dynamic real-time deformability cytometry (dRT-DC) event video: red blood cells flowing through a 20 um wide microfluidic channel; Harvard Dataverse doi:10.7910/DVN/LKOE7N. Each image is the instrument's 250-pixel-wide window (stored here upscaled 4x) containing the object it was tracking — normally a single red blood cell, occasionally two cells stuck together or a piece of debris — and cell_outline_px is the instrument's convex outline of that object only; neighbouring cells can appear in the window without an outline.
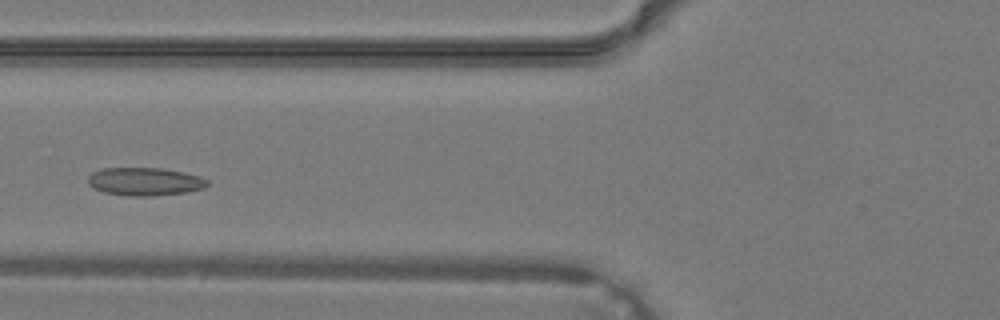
{"species": "common noctule bat (a hibernating species)", "species_latin": "Nyctalus noctula", "temperature_condition": "warm", "stored_images_in_passage": 34, "camera_frame_rate_fps": 3000, "um_per_image_px": 0.085, "animal": {"sex": "male", "body_mass_g": 19.2, "forearm_length_mm": 51.8}, "frame": {"image": 1, "passage_image": 11, "time_ms": 3.333, "image_size_px": [1000, 320], "cell_outline_px": [[208, 184], [204, 188], [188, 192], [156, 196], [132, 196], [104, 192], [92, 188], [88, 184], [88, 176], [92, 172], [104, 168], [160, 168], [184, 172], [200, 176], [208, 180]], "centroid_in_image_um": [12.31, 15.43], "position_along_channel_um": 113.5, "area_um2": 19.65}}
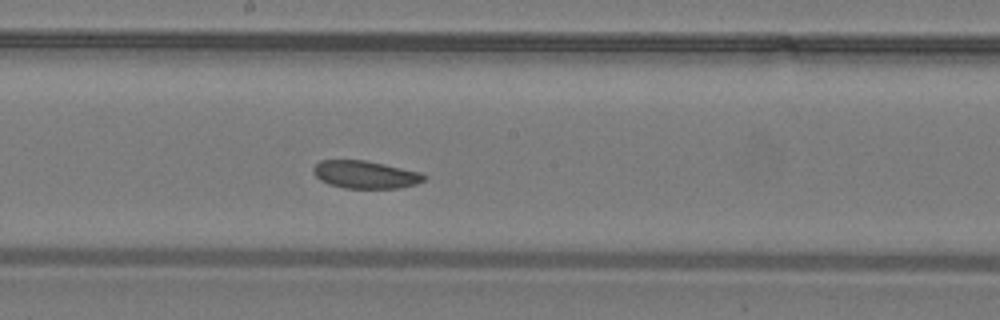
{"frame": {"image": 2, "passage_image": 17, "time_ms": 5.333, "image_size_px": [1000, 320], "cell_outline_px": [[428, 176], [424, 180], [416, 184], [400, 188], [344, 188], [328, 184], [320, 180], [312, 172], [312, 168], [320, 160], [364, 160], [384, 164], [420, 172]], "centroid_in_image_um": [31.04, 14.84], "position_along_channel_um": 217.2, "area_um2": 17.92}}
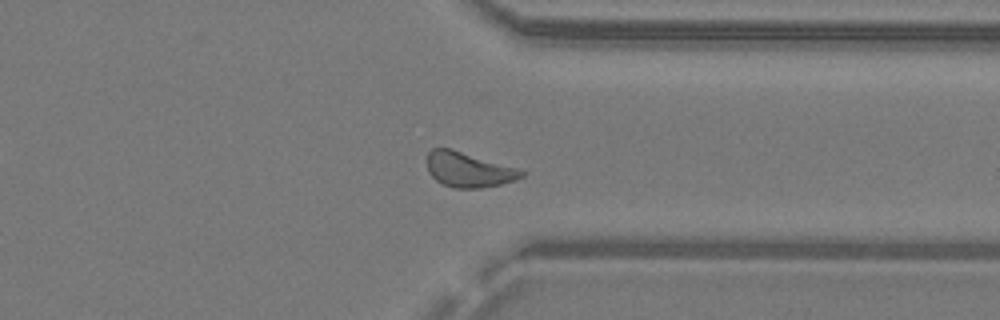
{"frame": {"image": 3, "passage_image": 26, "time_ms": 8.333, "image_size_px": [1000, 320], "cell_outline_px": [[524, 176], [516, 180], [500, 184], [480, 188], [452, 188], [436, 180], [428, 172], [428, 152], [432, 148], [452, 148], [516, 168], [524, 172]], "centroid_in_image_um": [39.81, 14.42], "position_along_channel_um": 371.6, "area_um2": 19.07}}